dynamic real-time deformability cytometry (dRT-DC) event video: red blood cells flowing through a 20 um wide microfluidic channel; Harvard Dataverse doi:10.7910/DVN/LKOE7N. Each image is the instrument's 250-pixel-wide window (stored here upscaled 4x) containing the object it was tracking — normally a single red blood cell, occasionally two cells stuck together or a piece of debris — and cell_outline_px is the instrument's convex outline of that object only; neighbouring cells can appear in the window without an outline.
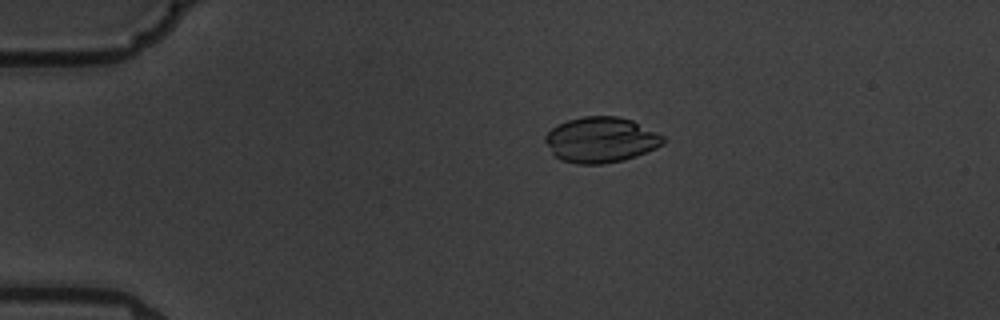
{"species": "common noctule bat (a hibernating species)", "species_latin": "Nyctalus noctula", "temperature_condition": "warm", "stored_images_in_passage": 9, "camera_frame_rate_fps": 3000, "um_per_image_px": 0.085, "animal": {"sex": "male", "body_mass_g": 19.5, "forearm_length_mm": 54.6}, "frame": {"image": 1, "passage_image": 3, "time_ms": 2.0, "image_size_px": [1000, 320], "cell_outline_px": [[664, 144], [656, 148], [636, 156], [624, 160], [604, 164], [576, 164], [560, 160], [552, 152], [544, 140], [544, 136], [556, 124], [580, 116], [616, 116], [632, 120], [664, 136]], "centroid_in_image_um": [51.06, 11.88], "position_along_channel_um": 33.9, "area_um2": 31.39}}